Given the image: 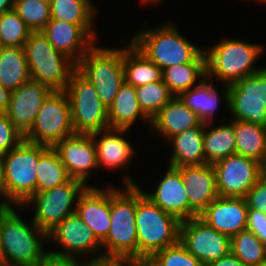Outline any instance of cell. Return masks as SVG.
<instances>
[{
	"label": "cell",
	"instance_id": "1",
	"mask_svg": "<svg viewBox=\"0 0 266 266\" xmlns=\"http://www.w3.org/2000/svg\"><path fill=\"white\" fill-rule=\"evenodd\" d=\"M122 178L124 190L111 187V225L107 237L101 242L103 258L127 259L138 262L137 184L130 174Z\"/></svg>",
	"mask_w": 266,
	"mask_h": 266
},
{
	"label": "cell",
	"instance_id": "2",
	"mask_svg": "<svg viewBox=\"0 0 266 266\" xmlns=\"http://www.w3.org/2000/svg\"><path fill=\"white\" fill-rule=\"evenodd\" d=\"M174 22L167 21L154 29H140L131 43L161 70L183 63H206L200 49L183 37Z\"/></svg>",
	"mask_w": 266,
	"mask_h": 266
},
{
	"label": "cell",
	"instance_id": "3",
	"mask_svg": "<svg viewBox=\"0 0 266 266\" xmlns=\"http://www.w3.org/2000/svg\"><path fill=\"white\" fill-rule=\"evenodd\" d=\"M180 222L153 203L137 185L138 263L148 260L155 252L172 246L179 241Z\"/></svg>",
	"mask_w": 266,
	"mask_h": 266
},
{
	"label": "cell",
	"instance_id": "4",
	"mask_svg": "<svg viewBox=\"0 0 266 266\" xmlns=\"http://www.w3.org/2000/svg\"><path fill=\"white\" fill-rule=\"evenodd\" d=\"M261 44L248 43L239 39L223 38L212 47H204L206 56V77L221 80L224 84L260 72L263 68H254V63L263 52Z\"/></svg>",
	"mask_w": 266,
	"mask_h": 266
},
{
	"label": "cell",
	"instance_id": "5",
	"mask_svg": "<svg viewBox=\"0 0 266 266\" xmlns=\"http://www.w3.org/2000/svg\"><path fill=\"white\" fill-rule=\"evenodd\" d=\"M15 210L1 225L0 258L6 266H38L46 251L43 245L48 241L47 234L33 221L26 224Z\"/></svg>",
	"mask_w": 266,
	"mask_h": 266
},
{
	"label": "cell",
	"instance_id": "6",
	"mask_svg": "<svg viewBox=\"0 0 266 266\" xmlns=\"http://www.w3.org/2000/svg\"><path fill=\"white\" fill-rule=\"evenodd\" d=\"M49 148L23 140L0 156L4 167L8 203L20 209L37 192L36 167L39 157ZM20 207V208H19Z\"/></svg>",
	"mask_w": 266,
	"mask_h": 266
},
{
	"label": "cell",
	"instance_id": "7",
	"mask_svg": "<svg viewBox=\"0 0 266 266\" xmlns=\"http://www.w3.org/2000/svg\"><path fill=\"white\" fill-rule=\"evenodd\" d=\"M24 51L31 79L48 86L52 91H64L76 64L57 51L41 32H31Z\"/></svg>",
	"mask_w": 266,
	"mask_h": 266
},
{
	"label": "cell",
	"instance_id": "8",
	"mask_svg": "<svg viewBox=\"0 0 266 266\" xmlns=\"http://www.w3.org/2000/svg\"><path fill=\"white\" fill-rule=\"evenodd\" d=\"M76 69L94 85L101 101L109 107L125 81L123 47L95 44L76 64Z\"/></svg>",
	"mask_w": 266,
	"mask_h": 266
},
{
	"label": "cell",
	"instance_id": "9",
	"mask_svg": "<svg viewBox=\"0 0 266 266\" xmlns=\"http://www.w3.org/2000/svg\"><path fill=\"white\" fill-rule=\"evenodd\" d=\"M64 91L70 101L75 133L92 134L110 128L107 106L94 85L77 69L72 72Z\"/></svg>",
	"mask_w": 266,
	"mask_h": 266
},
{
	"label": "cell",
	"instance_id": "10",
	"mask_svg": "<svg viewBox=\"0 0 266 266\" xmlns=\"http://www.w3.org/2000/svg\"><path fill=\"white\" fill-rule=\"evenodd\" d=\"M87 186L71 178L67 183L36 192L22 208L26 206L28 209L29 205H33V223L48 234L68 215L75 213L78 197Z\"/></svg>",
	"mask_w": 266,
	"mask_h": 266
},
{
	"label": "cell",
	"instance_id": "11",
	"mask_svg": "<svg viewBox=\"0 0 266 266\" xmlns=\"http://www.w3.org/2000/svg\"><path fill=\"white\" fill-rule=\"evenodd\" d=\"M75 134L71 106L65 91H52L38 110L31 129L24 140L53 147L64 138Z\"/></svg>",
	"mask_w": 266,
	"mask_h": 266
},
{
	"label": "cell",
	"instance_id": "12",
	"mask_svg": "<svg viewBox=\"0 0 266 266\" xmlns=\"http://www.w3.org/2000/svg\"><path fill=\"white\" fill-rule=\"evenodd\" d=\"M179 241L204 266L231 252L230 237L216 231L199 216L180 222Z\"/></svg>",
	"mask_w": 266,
	"mask_h": 266
},
{
	"label": "cell",
	"instance_id": "13",
	"mask_svg": "<svg viewBox=\"0 0 266 266\" xmlns=\"http://www.w3.org/2000/svg\"><path fill=\"white\" fill-rule=\"evenodd\" d=\"M213 168L221 197H245L262 176L258 161L236 153L215 163Z\"/></svg>",
	"mask_w": 266,
	"mask_h": 266
},
{
	"label": "cell",
	"instance_id": "14",
	"mask_svg": "<svg viewBox=\"0 0 266 266\" xmlns=\"http://www.w3.org/2000/svg\"><path fill=\"white\" fill-rule=\"evenodd\" d=\"M48 241L61 246L60 251H53L59 254L70 256H90L98 254L86 260L103 259L101 242L94 235L92 230L75 213L68 215L50 233L47 234ZM99 252V253H97ZM91 254V255H90Z\"/></svg>",
	"mask_w": 266,
	"mask_h": 266
},
{
	"label": "cell",
	"instance_id": "15",
	"mask_svg": "<svg viewBox=\"0 0 266 266\" xmlns=\"http://www.w3.org/2000/svg\"><path fill=\"white\" fill-rule=\"evenodd\" d=\"M92 25L50 19L41 32L57 51L77 64L97 42Z\"/></svg>",
	"mask_w": 266,
	"mask_h": 266
},
{
	"label": "cell",
	"instance_id": "16",
	"mask_svg": "<svg viewBox=\"0 0 266 266\" xmlns=\"http://www.w3.org/2000/svg\"><path fill=\"white\" fill-rule=\"evenodd\" d=\"M53 149L58 153L68 175L87 185L91 171L98 168L92 134L75 133L56 143Z\"/></svg>",
	"mask_w": 266,
	"mask_h": 266
},
{
	"label": "cell",
	"instance_id": "17",
	"mask_svg": "<svg viewBox=\"0 0 266 266\" xmlns=\"http://www.w3.org/2000/svg\"><path fill=\"white\" fill-rule=\"evenodd\" d=\"M51 92L48 86L30 79L12 91L9 106L4 113L25 135L31 129L38 110Z\"/></svg>",
	"mask_w": 266,
	"mask_h": 266
},
{
	"label": "cell",
	"instance_id": "18",
	"mask_svg": "<svg viewBox=\"0 0 266 266\" xmlns=\"http://www.w3.org/2000/svg\"><path fill=\"white\" fill-rule=\"evenodd\" d=\"M165 176L153 192H144L153 203L179 221L189 220L198 215L191 209L180 171L168 165Z\"/></svg>",
	"mask_w": 266,
	"mask_h": 266
},
{
	"label": "cell",
	"instance_id": "19",
	"mask_svg": "<svg viewBox=\"0 0 266 266\" xmlns=\"http://www.w3.org/2000/svg\"><path fill=\"white\" fill-rule=\"evenodd\" d=\"M110 210L111 186L105 190L87 186L78 197L75 212L102 242L111 225Z\"/></svg>",
	"mask_w": 266,
	"mask_h": 266
},
{
	"label": "cell",
	"instance_id": "20",
	"mask_svg": "<svg viewBox=\"0 0 266 266\" xmlns=\"http://www.w3.org/2000/svg\"><path fill=\"white\" fill-rule=\"evenodd\" d=\"M248 206L244 197L218 196L199 217L230 238L247 228Z\"/></svg>",
	"mask_w": 266,
	"mask_h": 266
},
{
	"label": "cell",
	"instance_id": "21",
	"mask_svg": "<svg viewBox=\"0 0 266 266\" xmlns=\"http://www.w3.org/2000/svg\"><path fill=\"white\" fill-rule=\"evenodd\" d=\"M181 174L191 209L199 216L219 195L213 165L176 167Z\"/></svg>",
	"mask_w": 266,
	"mask_h": 266
},
{
	"label": "cell",
	"instance_id": "22",
	"mask_svg": "<svg viewBox=\"0 0 266 266\" xmlns=\"http://www.w3.org/2000/svg\"><path fill=\"white\" fill-rule=\"evenodd\" d=\"M127 131L129 129L108 128L92 133L97 151L98 168L116 170L129 165L133 158L134 147L123 136Z\"/></svg>",
	"mask_w": 266,
	"mask_h": 266
},
{
	"label": "cell",
	"instance_id": "23",
	"mask_svg": "<svg viewBox=\"0 0 266 266\" xmlns=\"http://www.w3.org/2000/svg\"><path fill=\"white\" fill-rule=\"evenodd\" d=\"M202 123L198 115L174 96L152 119L149 125L154 133L166 141L174 135Z\"/></svg>",
	"mask_w": 266,
	"mask_h": 266
},
{
	"label": "cell",
	"instance_id": "24",
	"mask_svg": "<svg viewBox=\"0 0 266 266\" xmlns=\"http://www.w3.org/2000/svg\"><path fill=\"white\" fill-rule=\"evenodd\" d=\"M205 124L189 128L171 137L168 141L173 150L169 160V166L180 167L205 164L203 148Z\"/></svg>",
	"mask_w": 266,
	"mask_h": 266
},
{
	"label": "cell",
	"instance_id": "25",
	"mask_svg": "<svg viewBox=\"0 0 266 266\" xmlns=\"http://www.w3.org/2000/svg\"><path fill=\"white\" fill-rule=\"evenodd\" d=\"M108 108V122L110 128L130 129L137 119L146 120L151 124V119L142 111L136 96V88L124 81Z\"/></svg>",
	"mask_w": 266,
	"mask_h": 266
},
{
	"label": "cell",
	"instance_id": "26",
	"mask_svg": "<svg viewBox=\"0 0 266 266\" xmlns=\"http://www.w3.org/2000/svg\"><path fill=\"white\" fill-rule=\"evenodd\" d=\"M130 42V43H129ZM123 48L125 81L135 88L162 80V70L139 51L131 41Z\"/></svg>",
	"mask_w": 266,
	"mask_h": 266
},
{
	"label": "cell",
	"instance_id": "27",
	"mask_svg": "<svg viewBox=\"0 0 266 266\" xmlns=\"http://www.w3.org/2000/svg\"><path fill=\"white\" fill-rule=\"evenodd\" d=\"M217 91L212 80L206 77L200 80L198 85L181 93L178 97L198 115L203 124H212L215 111H217L220 99H222Z\"/></svg>",
	"mask_w": 266,
	"mask_h": 266
},
{
	"label": "cell",
	"instance_id": "28",
	"mask_svg": "<svg viewBox=\"0 0 266 266\" xmlns=\"http://www.w3.org/2000/svg\"><path fill=\"white\" fill-rule=\"evenodd\" d=\"M210 125L205 124L204 127L203 148L205 164L214 165L224 158L235 154L236 141L234 126L231 123L227 122V124L213 125L211 127Z\"/></svg>",
	"mask_w": 266,
	"mask_h": 266
},
{
	"label": "cell",
	"instance_id": "29",
	"mask_svg": "<svg viewBox=\"0 0 266 266\" xmlns=\"http://www.w3.org/2000/svg\"><path fill=\"white\" fill-rule=\"evenodd\" d=\"M30 79L24 47L0 46V84L13 91Z\"/></svg>",
	"mask_w": 266,
	"mask_h": 266
},
{
	"label": "cell",
	"instance_id": "30",
	"mask_svg": "<svg viewBox=\"0 0 266 266\" xmlns=\"http://www.w3.org/2000/svg\"><path fill=\"white\" fill-rule=\"evenodd\" d=\"M230 121L235 132V153L260 163L266 148V126L243 121Z\"/></svg>",
	"mask_w": 266,
	"mask_h": 266
},
{
	"label": "cell",
	"instance_id": "31",
	"mask_svg": "<svg viewBox=\"0 0 266 266\" xmlns=\"http://www.w3.org/2000/svg\"><path fill=\"white\" fill-rule=\"evenodd\" d=\"M199 78H206V63H183L162 70V80L174 96L198 85Z\"/></svg>",
	"mask_w": 266,
	"mask_h": 266
},
{
	"label": "cell",
	"instance_id": "32",
	"mask_svg": "<svg viewBox=\"0 0 266 266\" xmlns=\"http://www.w3.org/2000/svg\"><path fill=\"white\" fill-rule=\"evenodd\" d=\"M37 192H43L67 183L71 177L62 164L58 153L49 147L40 157L36 167Z\"/></svg>",
	"mask_w": 266,
	"mask_h": 266
},
{
	"label": "cell",
	"instance_id": "33",
	"mask_svg": "<svg viewBox=\"0 0 266 266\" xmlns=\"http://www.w3.org/2000/svg\"><path fill=\"white\" fill-rule=\"evenodd\" d=\"M92 0H51V19L71 24H94L96 8Z\"/></svg>",
	"mask_w": 266,
	"mask_h": 266
},
{
	"label": "cell",
	"instance_id": "34",
	"mask_svg": "<svg viewBox=\"0 0 266 266\" xmlns=\"http://www.w3.org/2000/svg\"><path fill=\"white\" fill-rule=\"evenodd\" d=\"M229 84L224 85V102L234 117L231 120L257 123L266 126V106L260 100L242 99V94H228Z\"/></svg>",
	"mask_w": 266,
	"mask_h": 266
},
{
	"label": "cell",
	"instance_id": "35",
	"mask_svg": "<svg viewBox=\"0 0 266 266\" xmlns=\"http://www.w3.org/2000/svg\"><path fill=\"white\" fill-rule=\"evenodd\" d=\"M231 253L249 266L266 260V246L250 230H243L230 238Z\"/></svg>",
	"mask_w": 266,
	"mask_h": 266
},
{
	"label": "cell",
	"instance_id": "36",
	"mask_svg": "<svg viewBox=\"0 0 266 266\" xmlns=\"http://www.w3.org/2000/svg\"><path fill=\"white\" fill-rule=\"evenodd\" d=\"M136 96L142 111L150 119L174 97L163 80L136 87Z\"/></svg>",
	"mask_w": 266,
	"mask_h": 266
},
{
	"label": "cell",
	"instance_id": "37",
	"mask_svg": "<svg viewBox=\"0 0 266 266\" xmlns=\"http://www.w3.org/2000/svg\"><path fill=\"white\" fill-rule=\"evenodd\" d=\"M31 32L14 9L0 15V46L24 47Z\"/></svg>",
	"mask_w": 266,
	"mask_h": 266
},
{
	"label": "cell",
	"instance_id": "38",
	"mask_svg": "<svg viewBox=\"0 0 266 266\" xmlns=\"http://www.w3.org/2000/svg\"><path fill=\"white\" fill-rule=\"evenodd\" d=\"M13 9L32 32L42 31L51 19L50 4L41 0H14Z\"/></svg>",
	"mask_w": 266,
	"mask_h": 266
},
{
	"label": "cell",
	"instance_id": "39",
	"mask_svg": "<svg viewBox=\"0 0 266 266\" xmlns=\"http://www.w3.org/2000/svg\"><path fill=\"white\" fill-rule=\"evenodd\" d=\"M146 262L150 266H204L180 241L155 252Z\"/></svg>",
	"mask_w": 266,
	"mask_h": 266
},
{
	"label": "cell",
	"instance_id": "40",
	"mask_svg": "<svg viewBox=\"0 0 266 266\" xmlns=\"http://www.w3.org/2000/svg\"><path fill=\"white\" fill-rule=\"evenodd\" d=\"M228 94H242V99L260 100L266 106V67L229 85Z\"/></svg>",
	"mask_w": 266,
	"mask_h": 266
},
{
	"label": "cell",
	"instance_id": "41",
	"mask_svg": "<svg viewBox=\"0 0 266 266\" xmlns=\"http://www.w3.org/2000/svg\"><path fill=\"white\" fill-rule=\"evenodd\" d=\"M23 140L24 135L5 113L0 112V156L17 147Z\"/></svg>",
	"mask_w": 266,
	"mask_h": 266
},
{
	"label": "cell",
	"instance_id": "42",
	"mask_svg": "<svg viewBox=\"0 0 266 266\" xmlns=\"http://www.w3.org/2000/svg\"><path fill=\"white\" fill-rule=\"evenodd\" d=\"M248 209L266 214V176L262 175L244 197Z\"/></svg>",
	"mask_w": 266,
	"mask_h": 266
},
{
	"label": "cell",
	"instance_id": "43",
	"mask_svg": "<svg viewBox=\"0 0 266 266\" xmlns=\"http://www.w3.org/2000/svg\"><path fill=\"white\" fill-rule=\"evenodd\" d=\"M79 261L76 256L46 250L38 266H86V260L79 259Z\"/></svg>",
	"mask_w": 266,
	"mask_h": 266
},
{
	"label": "cell",
	"instance_id": "44",
	"mask_svg": "<svg viewBox=\"0 0 266 266\" xmlns=\"http://www.w3.org/2000/svg\"><path fill=\"white\" fill-rule=\"evenodd\" d=\"M246 229L252 231L266 246V214L258 210L248 209Z\"/></svg>",
	"mask_w": 266,
	"mask_h": 266
},
{
	"label": "cell",
	"instance_id": "45",
	"mask_svg": "<svg viewBox=\"0 0 266 266\" xmlns=\"http://www.w3.org/2000/svg\"><path fill=\"white\" fill-rule=\"evenodd\" d=\"M86 266H140V263L127 259L86 260Z\"/></svg>",
	"mask_w": 266,
	"mask_h": 266
},
{
	"label": "cell",
	"instance_id": "46",
	"mask_svg": "<svg viewBox=\"0 0 266 266\" xmlns=\"http://www.w3.org/2000/svg\"><path fill=\"white\" fill-rule=\"evenodd\" d=\"M206 266H249L235 257L231 252L222 258L209 262Z\"/></svg>",
	"mask_w": 266,
	"mask_h": 266
},
{
	"label": "cell",
	"instance_id": "47",
	"mask_svg": "<svg viewBox=\"0 0 266 266\" xmlns=\"http://www.w3.org/2000/svg\"><path fill=\"white\" fill-rule=\"evenodd\" d=\"M11 93V90L4 88L0 84V112L4 113L7 110L10 102Z\"/></svg>",
	"mask_w": 266,
	"mask_h": 266
},
{
	"label": "cell",
	"instance_id": "48",
	"mask_svg": "<svg viewBox=\"0 0 266 266\" xmlns=\"http://www.w3.org/2000/svg\"><path fill=\"white\" fill-rule=\"evenodd\" d=\"M0 197L2 203H8L7 186L5 181L4 167L0 160Z\"/></svg>",
	"mask_w": 266,
	"mask_h": 266
},
{
	"label": "cell",
	"instance_id": "49",
	"mask_svg": "<svg viewBox=\"0 0 266 266\" xmlns=\"http://www.w3.org/2000/svg\"><path fill=\"white\" fill-rule=\"evenodd\" d=\"M14 207H16V206L13 204L2 203L0 201V229H1V225H2L3 220L14 209Z\"/></svg>",
	"mask_w": 266,
	"mask_h": 266
},
{
	"label": "cell",
	"instance_id": "50",
	"mask_svg": "<svg viewBox=\"0 0 266 266\" xmlns=\"http://www.w3.org/2000/svg\"><path fill=\"white\" fill-rule=\"evenodd\" d=\"M14 8V0H0V15Z\"/></svg>",
	"mask_w": 266,
	"mask_h": 266
},
{
	"label": "cell",
	"instance_id": "51",
	"mask_svg": "<svg viewBox=\"0 0 266 266\" xmlns=\"http://www.w3.org/2000/svg\"><path fill=\"white\" fill-rule=\"evenodd\" d=\"M260 168L262 175L266 176V148L262 161L260 162Z\"/></svg>",
	"mask_w": 266,
	"mask_h": 266
},
{
	"label": "cell",
	"instance_id": "52",
	"mask_svg": "<svg viewBox=\"0 0 266 266\" xmlns=\"http://www.w3.org/2000/svg\"><path fill=\"white\" fill-rule=\"evenodd\" d=\"M140 1H141L142 4L147 5V4H149V3H152V4H153V3L155 4V3H157V2L159 3V2L162 1V0H140Z\"/></svg>",
	"mask_w": 266,
	"mask_h": 266
},
{
	"label": "cell",
	"instance_id": "53",
	"mask_svg": "<svg viewBox=\"0 0 266 266\" xmlns=\"http://www.w3.org/2000/svg\"><path fill=\"white\" fill-rule=\"evenodd\" d=\"M257 266H266V260H264L263 262H261L259 265Z\"/></svg>",
	"mask_w": 266,
	"mask_h": 266
},
{
	"label": "cell",
	"instance_id": "54",
	"mask_svg": "<svg viewBox=\"0 0 266 266\" xmlns=\"http://www.w3.org/2000/svg\"><path fill=\"white\" fill-rule=\"evenodd\" d=\"M140 266H150L146 261L143 263H140Z\"/></svg>",
	"mask_w": 266,
	"mask_h": 266
},
{
	"label": "cell",
	"instance_id": "55",
	"mask_svg": "<svg viewBox=\"0 0 266 266\" xmlns=\"http://www.w3.org/2000/svg\"><path fill=\"white\" fill-rule=\"evenodd\" d=\"M0 266H6L1 258H0Z\"/></svg>",
	"mask_w": 266,
	"mask_h": 266
},
{
	"label": "cell",
	"instance_id": "56",
	"mask_svg": "<svg viewBox=\"0 0 266 266\" xmlns=\"http://www.w3.org/2000/svg\"><path fill=\"white\" fill-rule=\"evenodd\" d=\"M41 1H44V2H47V3H51V0H41Z\"/></svg>",
	"mask_w": 266,
	"mask_h": 266
},
{
	"label": "cell",
	"instance_id": "57",
	"mask_svg": "<svg viewBox=\"0 0 266 266\" xmlns=\"http://www.w3.org/2000/svg\"><path fill=\"white\" fill-rule=\"evenodd\" d=\"M258 2L266 3V0H257Z\"/></svg>",
	"mask_w": 266,
	"mask_h": 266
}]
</instances>
